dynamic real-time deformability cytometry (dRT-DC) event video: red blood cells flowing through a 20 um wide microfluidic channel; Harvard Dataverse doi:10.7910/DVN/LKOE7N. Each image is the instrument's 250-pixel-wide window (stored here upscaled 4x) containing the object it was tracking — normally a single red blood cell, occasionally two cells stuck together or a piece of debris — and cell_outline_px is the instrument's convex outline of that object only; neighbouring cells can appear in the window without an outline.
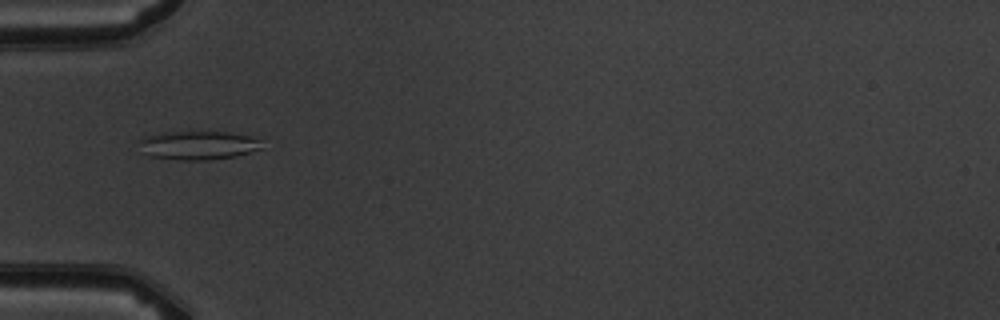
{"species": "common noctule bat (a hibernating species)", "species_latin": "Nyctalus noctula", "temperature_condition": "warm", "stored_images_in_passage": 3, "camera_frame_rate_fps": 3000, "um_per_image_px": 0.085, "animal": {"sex": "male", "body_mass_g": 19.5, "forearm_length_mm": 54.6}, "frame": {"image": 1, "passage_image": 1, "time_ms": 0.0, "image_size_px": [1000, 320], "cell_outline_px": [[264, 148], [236, 156], [208, 160], [176, 160], [152, 156], [144, 152], [136, 140], [144, 136], [164, 132], [228, 132], [248, 136], [260, 140]], "centroid_in_image_um": [16.83, 12.35], "position_along_channel_um": 68.2, "area_um2": 20.58}}
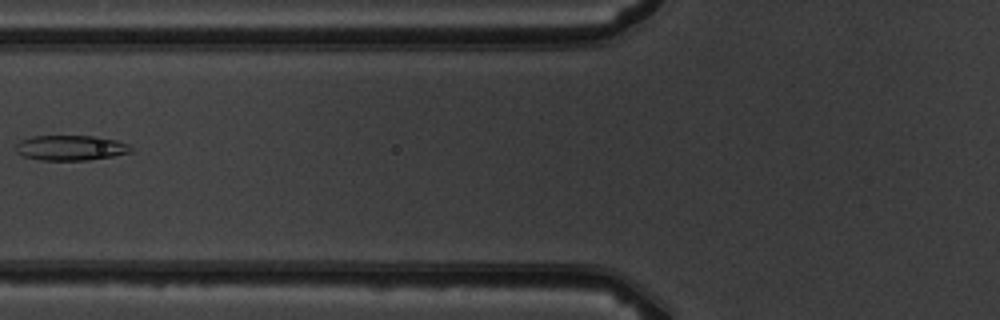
{"frame": {"image": 2, "passage_image": 2, "time_ms": 1.333, "image_size_px": [1000, 320], "cell_outline_px": [[132, 152], [112, 156], [88, 160], [40, 160], [24, 156], [16, 152], [12, 148], [20, 140], [32, 136], [96, 136], [116, 140], [128, 144], [132, 148]], "centroid_in_image_um": [5.97, 12.56], "position_along_channel_um": 119.8, "area_um2": 16.99}}